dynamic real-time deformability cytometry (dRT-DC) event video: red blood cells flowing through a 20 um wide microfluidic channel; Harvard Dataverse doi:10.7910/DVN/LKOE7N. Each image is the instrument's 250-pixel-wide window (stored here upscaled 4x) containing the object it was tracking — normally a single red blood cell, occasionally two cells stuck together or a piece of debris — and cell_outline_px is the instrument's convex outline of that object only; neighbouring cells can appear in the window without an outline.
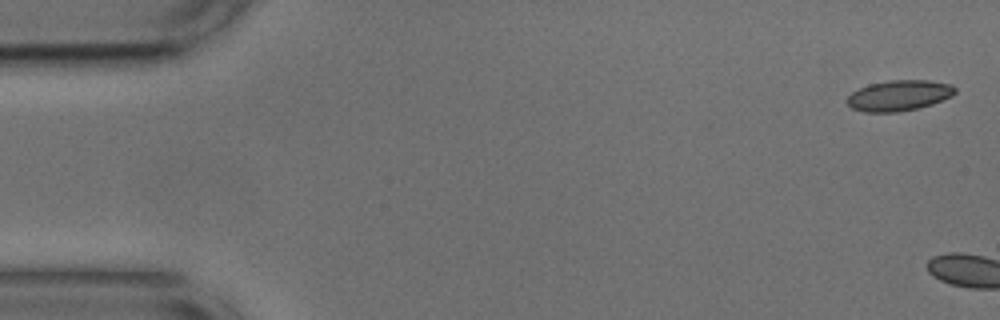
{"species": "common noctule bat (a hibernating species)", "species_latin": "Nyctalus noctula", "temperature_condition": "cold", "stored_images_in_passage": 4, "camera_frame_rate_fps": 3000, "um_per_image_px": 0.085, "animal": {"sex": "male", "body_mass_g": 17.9, "forearm_length_mm": 54.2}, "frame": {"image": 1, "passage_image": 1, "time_ms": 0.0, "image_size_px": [1000, 320], "cell_outline_px": [[956, 92], [952, 96], [932, 104], [920, 108], [896, 112], [864, 112], [852, 108], [848, 104], [848, 96], [852, 92], [868, 84], [888, 80], [928, 80], [952, 84], [956, 88]], "centroid_in_image_um": [76.44, 8.11], "position_along_channel_um": 8.6, "area_um2": 19.36}}